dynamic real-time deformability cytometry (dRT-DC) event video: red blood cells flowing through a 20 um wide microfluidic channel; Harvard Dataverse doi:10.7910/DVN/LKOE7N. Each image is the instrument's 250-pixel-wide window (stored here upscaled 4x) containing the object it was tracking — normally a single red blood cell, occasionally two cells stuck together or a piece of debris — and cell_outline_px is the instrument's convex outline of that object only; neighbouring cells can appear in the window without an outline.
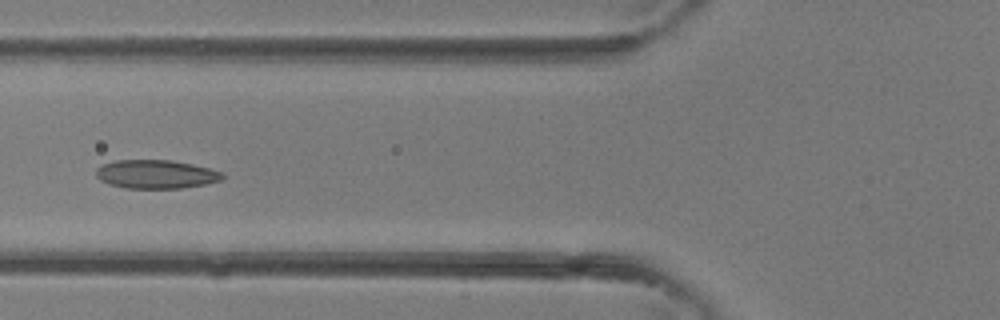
{"species": "common noctule bat (a hibernating species)", "species_latin": "Nyctalus noctula", "temperature_condition": "room temperature", "stored_images_in_passage": 5, "camera_frame_rate_fps": 3000, "um_per_image_px": 0.085, "animal": {"sex": "female"}, "frame": {"image": 1, "passage_image": 5, "time_ms": 1.333, "image_size_px": [1000, 320], "cell_outline_px": [[224, 176], [220, 180], [204, 184], [180, 188], [124, 188], [108, 184], [100, 180], [96, 176], [96, 168], [100, 164], [116, 160], [172, 160], [192, 164], [224, 172]], "centroid_in_image_um": [13.21, 14.8], "position_along_channel_um": 112.6, "area_um2": 21.15}}